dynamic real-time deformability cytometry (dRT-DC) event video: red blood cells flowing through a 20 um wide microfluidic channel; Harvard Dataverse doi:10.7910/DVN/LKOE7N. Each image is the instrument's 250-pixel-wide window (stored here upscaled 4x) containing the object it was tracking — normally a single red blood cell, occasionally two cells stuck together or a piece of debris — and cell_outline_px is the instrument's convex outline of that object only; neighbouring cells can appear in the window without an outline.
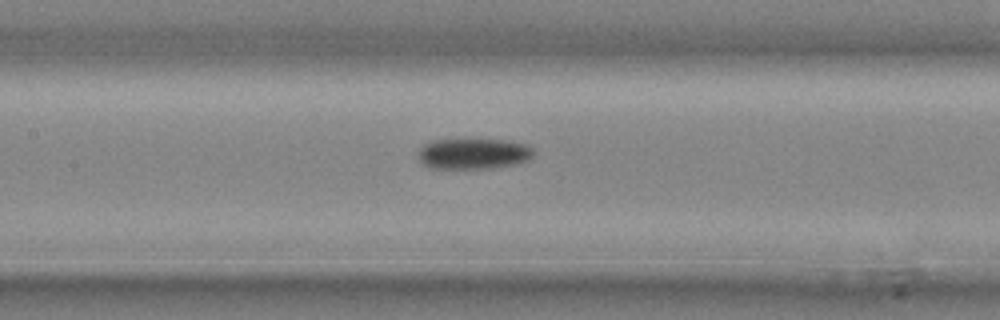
{"species": "common noctule bat (a hibernating species)", "species_latin": "Nyctalus noctula", "temperature_condition": "cold", "stored_images_in_passage": 10, "camera_frame_rate_fps": 3000, "um_per_image_px": 0.085, "animal": {"sex": "male", "body_mass_g": 20.4}, "frame": {"image": 1, "passage_image": 9, "time_ms": 2.667, "image_size_px": [1000, 320], "cell_outline_px": [[532, 156], [528, 160], [512, 164], [492, 168], [432, 168], [424, 164], [416, 156], [420, 148], [424, 144], [432, 140], [504, 140], [524, 144], [532, 148]], "centroid_in_image_um": [40.19, 13.06], "position_along_channel_um": 167.2, "area_um2": 20.35}}